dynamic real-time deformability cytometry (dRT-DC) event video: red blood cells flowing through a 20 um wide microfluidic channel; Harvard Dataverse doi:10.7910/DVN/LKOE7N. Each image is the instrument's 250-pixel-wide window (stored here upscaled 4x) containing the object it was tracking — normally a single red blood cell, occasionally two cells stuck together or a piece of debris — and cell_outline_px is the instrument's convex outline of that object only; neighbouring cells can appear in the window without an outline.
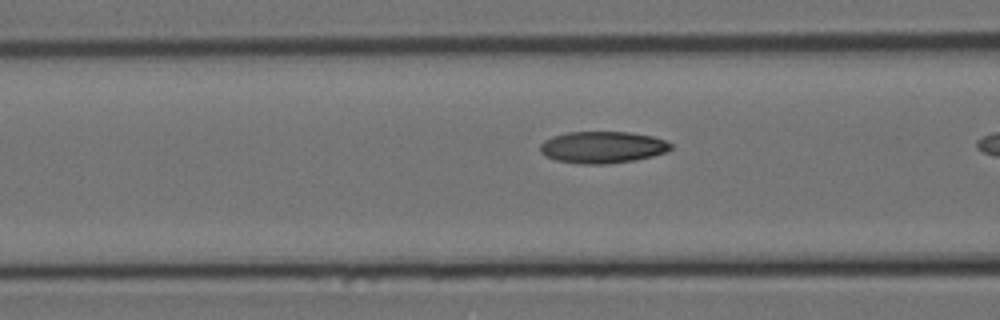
{"species": "Egyptian fruit bat (a non-hibernating species)", "species_latin": "Rousettus aegyptiacus", "temperature_condition": "cold", "stored_images_in_passage": 20, "camera_frame_rate_fps": 3000, "um_per_image_px": 0.085, "animal": {"sex": "female"}, "frame": {"image": 1, "passage_image": 19, "time_ms": 6.0, "image_size_px": [1000, 320], "cell_outline_px": [[672, 148], [668, 152], [636, 160], [608, 164], [580, 164], [556, 160], [544, 156], [540, 152], [540, 144], [544, 140], [552, 136], [568, 132], [628, 132], [652, 136], [664, 140], [672, 144]], "centroid_in_image_um": [51.2, 12.52], "position_along_channel_um": 115.4, "area_um2": 24.39}}